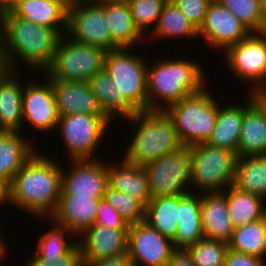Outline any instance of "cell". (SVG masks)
<instances>
[{
	"instance_id": "41",
	"label": "cell",
	"mask_w": 266,
	"mask_h": 266,
	"mask_svg": "<svg viewBox=\"0 0 266 266\" xmlns=\"http://www.w3.org/2000/svg\"><path fill=\"white\" fill-rule=\"evenodd\" d=\"M186 18L199 30L213 0H172Z\"/></svg>"
},
{
	"instance_id": "39",
	"label": "cell",
	"mask_w": 266,
	"mask_h": 266,
	"mask_svg": "<svg viewBox=\"0 0 266 266\" xmlns=\"http://www.w3.org/2000/svg\"><path fill=\"white\" fill-rule=\"evenodd\" d=\"M135 26L145 35V30L156 28L162 8L167 0H126ZM155 25V26H154Z\"/></svg>"
},
{
	"instance_id": "3",
	"label": "cell",
	"mask_w": 266,
	"mask_h": 266,
	"mask_svg": "<svg viewBox=\"0 0 266 266\" xmlns=\"http://www.w3.org/2000/svg\"><path fill=\"white\" fill-rule=\"evenodd\" d=\"M183 59H162L147 67L148 110H165L204 88L203 66Z\"/></svg>"
},
{
	"instance_id": "20",
	"label": "cell",
	"mask_w": 266,
	"mask_h": 266,
	"mask_svg": "<svg viewBox=\"0 0 266 266\" xmlns=\"http://www.w3.org/2000/svg\"><path fill=\"white\" fill-rule=\"evenodd\" d=\"M14 70L0 67V132L20 133L23 128L22 97L24 86ZM18 79V80H17Z\"/></svg>"
},
{
	"instance_id": "51",
	"label": "cell",
	"mask_w": 266,
	"mask_h": 266,
	"mask_svg": "<svg viewBox=\"0 0 266 266\" xmlns=\"http://www.w3.org/2000/svg\"><path fill=\"white\" fill-rule=\"evenodd\" d=\"M6 247L7 246L4 243L0 246V266H2L1 264L2 259L6 257L5 255V253L7 252Z\"/></svg>"
},
{
	"instance_id": "14",
	"label": "cell",
	"mask_w": 266,
	"mask_h": 266,
	"mask_svg": "<svg viewBox=\"0 0 266 266\" xmlns=\"http://www.w3.org/2000/svg\"><path fill=\"white\" fill-rule=\"evenodd\" d=\"M71 164L70 171L62 170L61 196L103 198L108 187L107 163L98 158L71 160Z\"/></svg>"
},
{
	"instance_id": "35",
	"label": "cell",
	"mask_w": 266,
	"mask_h": 266,
	"mask_svg": "<svg viewBox=\"0 0 266 266\" xmlns=\"http://www.w3.org/2000/svg\"><path fill=\"white\" fill-rule=\"evenodd\" d=\"M228 243L203 237L185 250L195 266H224Z\"/></svg>"
},
{
	"instance_id": "34",
	"label": "cell",
	"mask_w": 266,
	"mask_h": 266,
	"mask_svg": "<svg viewBox=\"0 0 266 266\" xmlns=\"http://www.w3.org/2000/svg\"><path fill=\"white\" fill-rule=\"evenodd\" d=\"M228 248L265 259L266 217L234 228Z\"/></svg>"
},
{
	"instance_id": "42",
	"label": "cell",
	"mask_w": 266,
	"mask_h": 266,
	"mask_svg": "<svg viewBox=\"0 0 266 266\" xmlns=\"http://www.w3.org/2000/svg\"><path fill=\"white\" fill-rule=\"evenodd\" d=\"M96 224L112 229L129 228V225L120 216L119 212L114 209L104 198L99 200L96 211Z\"/></svg>"
},
{
	"instance_id": "17",
	"label": "cell",
	"mask_w": 266,
	"mask_h": 266,
	"mask_svg": "<svg viewBox=\"0 0 266 266\" xmlns=\"http://www.w3.org/2000/svg\"><path fill=\"white\" fill-rule=\"evenodd\" d=\"M128 230L112 229L95 223L80 235L82 239L77 240L83 262H97L126 253Z\"/></svg>"
},
{
	"instance_id": "15",
	"label": "cell",
	"mask_w": 266,
	"mask_h": 266,
	"mask_svg": "<svg viewBox=\"0 0 266 266\" xmlns=\"http://www.w3.org/2000/svg\"><path fill=\"white\" fill-rule=\"evenodd\" d=\"M198 34L208 43V47L225 51L244 40L251 32L218 0H213Z\"/></svg>"
},
{
	"instance_id": "27",
	"label": "cell",
	"mask_w": 266,
	"mask_h": 266,
	"mask_svg": "<svg viewBox=\"0 0 266 266\" xmlns=\"http://www.w3.org/2000/svg\"><path fill=\"white\" fill-rule=\"evenodd\" d=\"M12 12L37 25L54 30H67V6L60 0H25Z\"/></svg>"
},
{
	"instance_id": "33",
	"label": "cell",
	"mask_w": 266,
	"mask_h": 266,
	"mask_svg": "<svg viewBox=\"0 0 266 266\" xmlns=\"http://www.w3.org/2000/svg\"><path fill=\"white\" fill-rule=\"evenodd\" d=\"M151 41L167 38L188 37L198 39V30L179 10L172 0H167L162 8L156 28L150 31ZM154 37V38H153Z\"/></svg>"
},
{
	"instance_id": "31",
	"label": "cell",
	"mask_w": 266,
	"mask_h": 266,
	"mask_svg": "<svg viewBox=\"0 0 266 266\" xmlns=\"http://www.w3.org/2000/svg\"><path fill=\"white\" fill-rule=\"evenodd\" d=\"M228 189L224 192L229 217L234 228L266 217L265 200L254 194L239 190L233 185Z\"/></svg>"
},
{
	"instance_id": "2",
	"label": "cell",
	"mask_w": 266,
	"mask_h": 266,
	"mask_svg": "<svg viewBox=\"0 0 266 266\" xmlns=\"http://www.w3.org/2000/svg\"><path fill=\"white\" fill-rule=\"evenodd\" d=\"M60 167L52 158L35 152L9 184V204L39 219L51 217L61 196Z\"/></svg>"
},
{
	"instance_id": "26",
	"label": "cell",
	"mask_w": 266,
	"mask_h": 266,
	"mask_svg": "<svg viewBox=\"0 0 266 266\" xmlns=\"http://www.w3.org/2000/svg\"><path fill=\"white\" fill-rule=\"evenodd\" d=\"M31 143L21 133L0 132V178L6 183L36 152Z\"/></svg>"
},
{
	"instance_id": "36",
	"label": "cell",
	"mask_w": 266,
	"mask_h": 266,
	"mask_svg": "<svg viewBox=\"0 0 266 266\" xmlns=\"http://www.w3.org/2000/svg\"><path fill=\"white\" fill-rule=\"evenodd\" d=\"M53 227L48 232L41 235L36 253L49 261L56 260L59 256L66 253L77 240L66 241L67 236L75 237L65 226L57 224L55 221Z\"/></svg>"
},
{
	"instance_id": "29",
	"label": "cell",
	"mask_w": 266,
	"mask_h": 266,
	"mask_svg": "<svg viewBox=\"0 0 266 266\" xmlns=\"http://www.w3.org/2000/svg\"><path fill=\"white\" fill-rule=\"evenodd\" d=\"M233 186L266 200V155L237 157Z\"/></svg>"
},
{
	"instance_id": "52",
	"label": "cell",
	"mask_w": 266,
	"mask_h": 266,
	"mask_svg": "<svg viewBox=\"0 0 266 266\" xmlns=\"http://www.w3.org/2000/svg\"><path fill=\"white\" fill-rule=\"evenodd\" d=\"M1 236H2V235H1V233H0V246H1L3 243H5V242H3L4 240L2 239Z\"/></svg>"
},
{
	"instance_id": "49",
	"label": "cell",
	"mask_w": 266,
	"mask_h": 266,
	"mask_svg": "<svg viewBox=\"0 0 266 266\" xmlns=\"http://www.w3.org/2000/svg\"><path fill=\"white\" fill-rule=\"evenodd\" d=\"M64 5L67 7L75 5V4H80V3H86V2H95L98 0H60Z\"/></svg>"
},
{
	"instance_id": "8",
	"label": "cell",
	"mask_w": 266,
	"mask_h": 266,
	"mask_svg": "<svg viewBox=\"0 0 266 266\" xmlns=\"http://www.w3.org/2000/svg\"><path fill=\"white\" fill-rule=\"evenodd\" d=\"M191 183L205 192H223L233 185L236 153L231 150L199 143L189 146ZM226 187V188H225Z\"/></svg>"
},
{
	"instance_id": "46",
	"label": "cell",
	"mask_w": 266,
	"mask_h": 266,
	"mask_svg": "<svg viewBox=\"0 0 266 266\" xmlns=\"http://www.w3.org/2000/svg\"><path fill=\"white\" fill-rule=\"evenodd\" d=\"M253 102L264 112L266 116V90H255L249 92Z\"/></svg>"
},
{
	"instance_id": "10",
	"label": "cell",
	"mask_w": 266,
	"mask_h": 266,
	"mask_svg": "<svg viewBox=\"0 0 266 266\" xmlns=\"http://www.w3.org/2000/svg\"><path fill=\"white\" fill-rule=\"evenodd\" d=\"M148 176L151 199L178 196L188 191L191 183V153L189 146L165 154L143 166ZM186 188V189H185Z\"/></svg>"
},
{
	"instance_id": "1",
	"label": "cell",
	"mask_w": 266,
	"mask_h": 266,
	"mask_svg": "<svg viewBox=\"0 0 266 266\" xmlns=\"http://www.w3.org/2000/svg\"><path fill=\"white\" fill-rule=\"evenodd\" d=\"M63 32L22 19L12 11L0 14V67L18 70L15 62L18 58L45 72Z\"/></svg>"
},
{
	"instance_id": "30",
	"label": "cell",
	"mask_w": 266,
	"mask_h": 266,
	"mask_svg": "<svg viewBox=\"0 0 266 266\" xmlns=\"http://www.w3.org/2000/svg\"><path fill=\"white\" fill-rule=\"evenodd\" d=\"M88 84L102 111L112 121L117 116L126 119L136 114L119 96L118 88L114 86V81L104 69L91 77Z\"/></svg>"
},
{
	"instance_id": "44",
	"label": "cell",
	"mask_w": 266,
	"mask_h": 266,
	"mask_svg": "<svg viewBox=\"0 0 266 266\" xmlns=\"http://www.w3.org/2000/svg\"><path fill=\"white\" fill-rule=\"evenodd\" d=\"M83 266H133V263L126 252L122 255L103 259L97 262H83Z\"/></svg>"
},
{
	"instance_id": "13",
	"label": "cell",
	"mask_w": 266,
	"mask_h": 266,
	"mask_svg": "<svg viewBox=\"0 0 266 266\" xmlns=\"http://www.w3.org/2000/svg\"><path fill=\"white\" fill-rule=\"evenodd\" d=\"M176 249L146 221L129 225L127 253L133 266H166Z\"/></svg>"
},
{
	"instance_id": "19",
	"label": "cell",
	"mask_w": 266,
	"mask_h": 266,
	"mask_svg": "<svg viewBox=\"0 0 266 266\" xmlns=\"http://www.w3.org/2000/svg\"><path fill=\"white\" fill-rule=\"evenodd\" d=\"M102 198L60 196L50 220L65 226L73 235L80 236L96 223V211Z\"/></svg>"
},
{
	"instance_id": "37",
	"label": "cell",
	"mask_w": 266,
	"mask_h": 266,
	"mask_svg": "<svg viewBox=\"0 0 266 266\" xmlns=\"http://www.w3.org/2000/svg\"><path fill=\"white\" fill-rule=\"evenodd\" d=\"M227 8L251 33L264 32V21L259 0H218Z\"/></svg>"
},
{
	"instance_id": "50",
	"label": "cell",
	"mask_w": 266,
	"mask_h": 266,
	"mask_svg": "<svg viewBox=\"0 0 266 266\" xmlns=\"http://www.w3.org/2000/svg\"><path fill=\"white\" fill-rule=\"evenodd\" d=\"M260 10L264 21V32H266V0H259Z\"/></svg>"
},
{
	"instance_id": "16",
	"label": "cell",
	"mask_w": 266,
	"mask_h": 266,
	"mask_svg": "<svg viewBox=\"0 0 266 266\" xmlns=\"http://www.w3.org/2000/svg\"><path fill=\"white\" fill-rule=\"evenodd\" d=\"M46 81L41 85L31 80L24 85L22 107L23 124L31 123L37 130L48 133L57 127L59 116L52 83Z\"/></svg>"
},
{
	"instance_id": "18",
	"label": "cell",
	"mask_w": 266,
	"mask_h": 266,
	"mask_svg": "<svg viewBox=\"0 0 266 266\" xmlns=\"http://www.w3.org/2000/svg\"><path fill=\"white\" fill-rule=\"evenodd\" d=\"M49 81L52 83L59 117L76 113L106 115L87 81Z\"/></svg>"
},
{
	"instance_id": "38",
	"label": "cell",
	"mask_w": 266,
	"mask_h": 266,
	"mask_svg": "<svg viewBox=\"0 0 266 266\" xmlns=\"http://www.w3.org/2000/svg\"><path fill=\"white\" fill-rule=\"evenodd\" d=\"M103 198L119 212L128 225L145 221L146 207L136 198L109 187Z\"/></svg>"
},
{
	"instance_id": "23",
	"label": "cell",
	"mask_w": 266,
	"mask_h": 266,
	"mask_svg": "<svg viewBox=\"0 0 266 266\" xmlns=\"http://www.w3.org/2000/svg\"><path fill=\"white\" fill-rule=\"evenodd\" d=\"M117 164L107 162L108 187L136 198L146 207L151 196L143 166L128 163L123 158Z\"/></svg>"
},
{
	"instance_id": "11",
	"label": "cell",
	"mask_w": 266,
	"mask_h": 266,
	"mask_svg": "<svg viewBox=\"0 0 266 266\" xmlns=\"http://www.w3.org/2000/svg\"><path fill=\"white\" fill-rule=\"evenodd\" d=\"M225 64L240 80H244L255 90H266V32L251 33L224 51Z\"/></svg>"
},
{
	"instance_id": "21",
	"label": "cell",
	"mask_w": 266,
	"mask_h": 266,
	"mask_svg": "<svg viewBox=\"0 0 266 266\" xmlns=\"http://www.w3.org/2000/svg\"><path fill=\"white\" fill-rule=\"evenodd\" d=\"M204 237L228 243L234 227L228 213L225 192L200 193Z\"/></svg>"
},
{
	"instance_id": "47",
	"label": "cell",
	"mask_w": 266,
	"mask_h": 266,
	"mask_svg": "<svg viewBox=\"0 0 266 266\" xmlns=\"http://www.w3.org/2000/svg\"><path fill=\"white\" fill-rule=\"evenodd\" d=\"M25 0H0V14L12 11L18 4Z\"/></svg>"
},
{
	"instance_id": "7",
	"label": "cell",
	"mask_w": 266,
	"mask_h": 266,
	"mask_svg": "<svg viewBox=\"0 0 266 266\" xmlns=\"http://www.w3.org/2000/svg\"><path fill=\"white\" fill-rule=\"evenodd\" d=\"M63 34L55 50L54 58L45 71L48 80L89 81L104 69L106 52L103 48L87 45Z\"/></svg>"
},
{
	"instance_id": "32",
	"label": "cell",
	"mask_w": 266,
	"mask_h": 266,
	"mask_svg": "<svg viewBox=\"0 0 266 266\" xmlns=\"http://www.w3.org/2000/svg\"><path fill=\"white\" fill-rule=\"evenodd\" d=\"M178 218L179 195L151 199L146 205L145 221L171 240L178 229Z\"/></svg>"
},
{
	"instance_id": "48",
	"label": "cell",
	"mask_w": 266,
	"mask_h": 266,
	"mask_svg": "<svg viewBox=\"0 0 266 266\" xmlns=\"http://www.w3.org/2000/svg\"><path fill=\"white\" fill-rule=\"evenodd\" d=\"M9 203V184L0 178V205Z\"/></svg>"
},
{
	"instance_id": "5",
	"label": "cell",
	"mask_w": 266,
	"mask_h": 266,
	"mask_svg": "<svg viewBox=\"0 0 266 266\" xmlns=\"http://www.w3.org/2000/svg\"><path fill=\"white\" fill-rule=\"evenodd\" d=\"M205 88L164 110L183 146L206 143L215 127L219 105Z\"/></svg>"
},
{
	"instance_id": "40",
	"label": "cell",
	"mask_w": 266,
	"mask_h": 266,
	"mask_svg": "<svg viewBox=\"0 0 266 266\" xmlns=\"http://www.w3.org/2000/svg\"><path fill=\"white\" fill-rule=\"evenodd\" d=\"M25 266H83V260L79 244L76 243L56 260H47L40 257L36 252L28 259Z\"/></svg>"
},
{
	"instance_id": "12",
	"label": "cell",
	"mask_w": 266,
	"mask_h": 266,
	"mask_svg": "<svg viewBox=\"0 0 266 266\" xmlns=\"http://www.w3.org/2000/svg\"><path fill=\"white\" fill-rule=\"evenodd\" d=\"M66 36L80 43L116 50L107 24L104 0L86 2L67 7Z\"/></svg>"
},
{
	"instance_id": "43",
	"label": "cell",
	"mask_w": 266,
	"mask_h": 266,
	"mask_svg": "<svg viewBox=\"0 0 266 266\" xmlns=\"http://www.w3.org/2000/svg\"><path fill=\"white\" fill-rule=\"evenodd\" d=\"M224 266H266V261L257 256L247 255L228 249Z\"/></svg>"
},
{
	"instance_id": "25",
	"label": "cell",
	"mask_w": 266,
	"mask_h": 266,
	"mask_svg": "<svg viewBox=\"0 0 266 266\" xmlns=\"http://www.w3.org/2000/svg\"><path fill=\"white\" fill-rule=\"evenodd\" d=\"M188 191L179 195L178 229L172 243L175 249H186L204 237L199 194ZM199 196V197H198Z\"/></svg>"
},
{
	"instance_id": "28",
	"label": "cell",
	"mask_w": 266,
	"mask_h": 266,
	"mask_svg": "<svg viewBox=\"0 0 266 266\" xmlns=\"http://www.w3.org/2000/svg\"><path fill=\"white\" fill-rule=\"evenodd\" d=\"M242 120V105L231 104L227 107L219 105L215 127L206 143L231 150L237 155Z\"/></svg>"
},
{
	"instance_id": "45",
	"label": "cell",
	"mask_w": 266,
	"mask_h": 266,
	"mask_svg": "<svg viewBox=\"0 0 266 266\" xmlns=\"http://www.w3.org/2000/svg\"><path fill=\"white\" fill-rule=\"evenodd\" d=\"M166 266H195L185 249H176Z\"/></svg>"
},
{
	"instance_id": "9",
	"label": "cell",
	"mask_w": 266,
	"mask_h": 266,
	"mask_svg": "<svg viewBox=\"0 0 266 266\" xmlns=\"http://www.w3.org/2000/svg\"><path fill=\"white\" fill-rule=\"evenodd\" d=\"M107 115L84 113L60 116L57 129L61 132L70 160H95L93 155L110 125Z\"/></svg>"
},
{
	"instance_id": "24",
	"label": "cell",
	"mask_w": 266,
	"mask_h": 266,
	"mask_svg": "<svg viewBox=\"0 0 266 266\" xmlns=\"http://www.w3.org/2000/svg\"><path fill=\"white\" fill-rule=\"evenodd\" d=\"M107 24L113 40V47L129 48L138 45L144 36L135 26L126 0H104ZM138 41V42H137Z\"/></svg>"
},
{
	"instance_id": "4",
	"label": "cell",
	"mask_w": 266,
	"mask_h": 266,
	"mask_svg": "<svg viewBox=\"0 0 266 266\" xmlns=\"http://www.w3.org/2000/svg\"><path fill=\"white\" fill-rule=\"evenodd\" d=\"M137 126L123 159L144 166L183 147L173 122L164 110L137 112L126 118Z\"/></svg>"
},
{
	"instance_id": "6",
	"label": "cell",
	"mask_w": 266,
	"mask_h": 266,
	"mask_svg": "<svg viewBox=\"0 0 266 266\" xmlns=\"http://www.w3.org/2000/svg\"><path fill=\"white\" fill-rule=\"evenodd\" d=\"M133 49L119 48L106 52L104 70L114 81L119 96L137 113L148 111L147 61L131 54Z\"/></svg>"
},
{
	"instance_id": "22",
	"label": "cell",
	"mask_w": 266,
	"mask_h": 266,
	"mask_svg": "<svg viewBox=\"0 0 266 266\" xmlns=\"http://www.w3.org/2000/svg\"><path fill=\"white\" fill-rule=\"evenodd\" d=\"M247 105H243V120L237 157L266 155V116L248 95Z\"/></svg>"
}]
</instances>
